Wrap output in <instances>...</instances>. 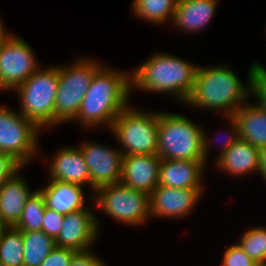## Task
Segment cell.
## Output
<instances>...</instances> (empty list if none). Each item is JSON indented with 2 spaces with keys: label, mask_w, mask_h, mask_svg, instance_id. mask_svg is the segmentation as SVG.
Instances as JSON below:
<instances>
[{
  "label": "cell",
  "mask_w": 266,
  "mask_h": 266,
  "mask_svg": "<svg viewBox=\"0 0 266 266\" xmlns=\"http://www.w3.org/2000/svg\"><path fill=\"white\" fill-rule=\"evenodd\" d=\"M257 266H266V264H258Z\"/></svg>",
  "instance_id": "74e56055"
},
{
  "label": "cell",
  "mask_w": 266,
  "mask_h": 266,
  "mask_svg": "<svg viewBox=\"0 0 266 266\" xmlns=\"http://www.w3.org/2000/svg\"><path fill=\"white\" fill-rule=\"evenodd\" d=\"M204 130L183 115L159 113L157 154L162 159L207 163L210 139Z\"/></svg>",
  "instance_id": "277c9868"
},
{
  "label": "cell",
  "mask_w": 266,
  "mask_h": 266,
  "mask_svg": "<svg viewBox=\"0 0 266 266\" xmlns=\"http://www.w3.org/2000/svg\"><path fill=\"white\" fill-rule=\"evenodd\" d=\"M260 175L266 180V145L260 148L259 171Z\"/></svg>",
  "instance_id": "836d02e7"
},
{
  "label": "cell",
  "mask_w": 266,
  "mask_h": 266,
  "mask_svg": "<svg viewBox=\"0 0 266 266\" xmlns=\"http://www.w3.org/2000/svg\"><path fill=\"white\" fill-rule=\"evenodd\" d=\"M253 66L266 75V68L264 66H261L259 62H254Z\"/></svg>",
  "instance_id": "d590c367"
},
{
  "label": "cell",
  "mask_w": 266,
  "mask_h": 266,
  "mask_svg": "<svg viewBox=\"0 0 266 266\" xmlns=\"http://www.w3.org/2000/svg\"><path fill=\"white\" fill-rule=\"evenodd\" d=\"M93 201L101 211L123 224L144 225L150 218V195L114 183L95 190Z\"/></svg>",
  "instance_id": "ba28073f"
},
{
  "label": "cell",
  "mask_w": 266,
  "mask_h": 266,
  "mask_svg": "<svg viewBox=\"0 0 266 266\" xmlns=\"http://www.w3.org/2000/svg\"><path fill=\"white\" fill-rule=\"evenodd\" d=\"M79 148L87 164L91 190L120 182L124 156L121 149L108 148L87 140L83 141Z\"/></svg>",
  "instance_id": "8fae6325"
},
{
  "label": "cell",
  "mask_w": 266,
  "mask_h": 266,
  "mask_svg": "<svg viewBox=\"0 0 266 266\" xmlns=\"http://www.w3.org/2000/svg\"><path fill=\"white\" fill-rule=\"evenodd\" d=\"M105 65L95 73L79 112L72 120L80 121L86 128L104 124L110 129L113 121L129 103L130 73L111 69Z\"/></svg>",
  "instance_id": "6da1fadb"
},
{
  "label": "cell",
  "mask_w": 266,
  "mask_h": 266,
  "mask_svg": "<svg viewBox=\"0 0 266 266\" xmlns=\"http://www.w3.org/2000/svg\"><path fill=\"white\" fill-rule=\"evenodd\" d=\"M49 181L46 187L39 189L44 196L46 207L62 215L86 208L83 186L57 180Z\"/></svg>",
  "instance_id": "ffe728a7"
},
{
  "label": "cell",
  "mask_w": 266,
  "mask_h": 266,
  "mask_svg": "<svg viewBox=\"0 0 266 266\" xmlns=\"http://www.w3.org/2000/svg\"><path fill=\"white\" fill-rule=\"evenodd\" d=\"M252 67L253 64L248 72L247 87L227 66L198 67L193 91L185 104L193 108L219 111L225 117L233 115L251 97L250 74Z\"/></svg>",
  "instance_id": "7a4b0ae2"
},
{
  "label": "cell",
  "mask_w": 266,
  "mask_h": 266,
  "mask_svg": "<svg viewBox=\"0 0 266 266\" xmlns=\"http://www.w3.org/2000/svg\"><path fill=\"white\" fill-rule=\"evenodd\" d=\"M218 2L219 0H178L171 23L184 32H199L213 19Z\"/></svg>",
  "instance_id": "ac0fdd59"
},
{
  "label": "cell",
  "mask_w": 266,
  "mask_h": 266,
  "mask_svg": "<svg viewBox=\"0 0 266 266\" xmlns=\"http://www.w3.org/2000/svg\"><path fill=\"white\" fill-rule=\"evenodd\" d=\"M239 138L261 148L266 145V111L255 103L245 102L233 114Z\"/></svg>",
  "instance_id": "44dd1931"
},
{
  "label": "cell",
  "mask_w": 266,
  "mask_h": 266,
  "mask_svg": "<svg viewBox=\"0 0 266 266\" xmlns=\"http://www.w3.org/2000/svg\"><path fill=\"white\" fill-rule=\"evenodd\" d=\"M34 51L24 39L12 35L0 46V90H14L39 67Z\"/></svg>",
  "instance_id": "30bf717a"
},
{
  "label": "cell",
  "mask_w": 266,
  "mask_h": 266,
  "mask_svg": "<svg viewBox=\"0 0 266 266\" xmlns=\"http://www.w3.org/2000/svg\"><path fill=\"white\" fill-rule=\"evenodd\" d=\"M204 160H169L162 159L159 167L158 185L186 189L204 188Z\"/></svg>",
  "instance_id": "9a60e30c"
},
{
  "label": "cell",
  "mask_w": 266,
  "mask_h": 266,
  "mask_svg": "<svg viewBox=\"0 0 266 266\" xmlns=\"http://www.w3.org/2000/svg\"><path fill=\"white\" fill-rule=\"evenodd\" d=\"M76 253L69 248L55 247L40 266H69Z\"/></svg>",
  "instance_id": "f546056e"
},
{
  "label": "cell",
  "mask_w": 266,
  "mask_h": 266,
  "mask_svg": "<svg viewBox=\"0 0 266 266\" xmlns=\"http://www.w3.org/2000/svg\"><path fill=\"white\" fill-rule=\"evenodd\" d=\"M178 0H133L132 9L136 17L145 19L153 25L172 22Z\"/></svg>",
  "instance_id": "cb8c5ba5"
},
{
  "label": "cell",
  "mask_w": 266,
  "mask_h": 266,
  "mask_svg": "<svg viewBox=\"0 0 266 266\" xmlns=\"http://www.w3.org/2000/svg\"><path fill=\"white\" fill-rule=\"evenodd\" d=\"M99 227L96 215L88 208L66 214L55 246L76 252L90 250L99 235Z\"/></svg>",
  "instance_id": "7c38bea8"
},
{
  "label": "cell",
  "mask_w": 266,
  "mask_h": 266,
  "mask_svg": "<svg viewBox=\"0 0 266 266\" xmlns=\"http://www.w3.org/2000/svg\"><path fill=\"white\" fill-rule=\"evenodd\" d=\"M199 66L167 53H154L131 74V90L170 92L180 102L189 99Z\"/></svg>",
  "instance_id": "3957f363"
},
{
  "label": "cell",
  "mask_w": 266,
  "mask_h": 266,
  "mask_svg": "<svg viewBox=\"0 0 266 266\" xmlns=\"http://www.w3.org/2000/svg\"><path fill=\"white\" fill-rule=\"evenodd\" d=\"M24 240L23 266H40L56 247L55 240L42 230L22 231Z\"/></svg>",
  "instance_id": "7402d4cb"
},
{
  "label": "cell",
  "mask_w": 266,
  "mask_h": 266,
  "mask_svg": "<svg viewBox=\"0 0 266 266\" xmlns=\"http://www.w3.org/2000/svg\"><path fill=\"white\" fill-rule=\"evenodd\" d=\"M21 167L0 187V223L4 227L18 224L27 199L34 192L20 176Z\"/></svg>",
  "instance_id": "e0dca14e"
},
{
  "label": "cell",
  "mask_w": 266,
  "mask_h": 266,
  "mask_svg": "<svg viewBox=\"0 0 266 266\" xmlns=\"http://www.w3.org/2000/svg\"><path fill=\"white\" fill-rule=\"evenodd\" d=\"M24 240L22 230L3 227L0 232V265L23 266Z\"/></svg>",
  "instance_id": "603a6c76"
},
{
  "label": "cell",
  "mask_w": 266,
  "mask_h": 266,
  "mask_svg": "<svg viewBox=\"0 0 266 266\" xmlns=\"http://www.w3.org/2000/svg\"><path fill=\"white\" fill-rule=\"evenodd\" d=\"M225 119H228L231 125V130L228 132L227 135H230L228 139L225 140V143L222 144V148H220L219 154L215 159L216 161L238 140L239 138V131H238V126L235 121V118L233 115L226 116ZM230 133V134H229ZM217 141V140H216Z\"/></svg>",
  "instance_id": "d6a6232c"
},
{
  "label": "cell",
  "mask_w": 266,
  "mask_h": 266,
  "mask_svg": "<svg viewBox=\"0 0 266 266\" xmlns=\"http://www.w3.org/2000/svg\"><path fill=\"white\" fill-rule=\"evenodd\" d=\"M92 251L77 252L69 266H105L106 264Z\"/></svg>",
  "instance_id": "1f68e13d"
},
{
  "label": "cell",
  "mask_w": 266,
  "mask_h": 266,
  "mask_svg": "<svg viewBox=\"0 0 266 266\" xmlns=\"http://www.w3.org/2000/svg\"><path fill=\"white\" fill-rule=\"evenodd\" d=\"M49 180L90 185V175L84 155L79 147H64L50 160Z\"/></svg>",
  "instance_id": "2e32d148"
},
{
  "label": "cell",
  "mask_w": 266,
  "mask_h": 266,
  "mask_svg": "<svg viewBox=\"0 0 266 266\" xmlns=\"http://www.w3.org/2000/svg\"><path fill=\"white\" fill-rule=\"evenodd\" d=\"M238 245L257 264H266V227H252L246 230Z\"/></svg>",
  "instance_id": "484cf974"
},
{
  "label": "cell",
  "mask_w": 266,
  "mask_h": 266,
  "mask_svg": "<svg viewBox=\"0 0 266 266\" xmlns=\"http://www.w3.org/2000/svg\"><path fill=\"white\" fill-rule=\"evenodd\" d=\"M21 167L11 156L0 151V187Z\"/></svg>",
  "instance_id": "4dcf8cb0"
},
{
  "label": "cell",
  "mask_w": 266,
  "mask_h": 266,
  "mask_svg": "<svg viewBox=\"0 0 266 266\" xmlns=\"http://www.w3.org/2000/svg\"><path fill=\"white\" fill-rule=\"evenodd\" d=\"M40 68L13 91L19 95L20 113L43 130L55 127L59 66Z\"/></svg>",
  "instance_id": "5b68a950"
},
{
  "label": "cell",
  "mask_w": 266,
  "mask_h": 266,
  "mask_svg": "<svg viewBox=\"0 0 266 266\" xmlns=\"http://www.w3.org/2000/svg\"><path fill=\"white\" fill-rule=\"evenodd\" d=\"M204 188L177 189L158 185L150 194L151 218L177 219L191 213Z\"/></svg>",
  "instance_id": "4fadbf2b"
},
{
  "label": "cell",
  "mask_w": 266,
  "mask_h": 266,
  "mask_svg": "<svg viewBox=\"0 0 266 266\" xmlns=\"http://www.w3.org/2000/svg\"><path fill=\"white\" fill-rule=\"evenodd\" d=\"M161 161L158 154L123 156L120 183L150 195L158 186Z\"/></svg>",
  "instance_id": "5bb4252c"
},
{
  "label": "cell",
  "mask_w": 266,
  "mask_h": 266,
  "mask_svg": "<svg viewBox=\"0 0 266 266\" xmlns=\"http://www.w3.org/2000/svg\"><path fill=\"white\" fill-rule=\"evenodd\" d=\"M144 112L128 105L110 127L124 156L157 154L159 112Z\"/></svg>",
  "instance_id": "8992f818"
},
{
  "label": "cell",
  "mask_w": 266,
  "mask_h": 266,
  "mask_svg": "<svg viewBox=\"0 0 266 266\" xmlns=\"http://www.w3.org/2000/svg\"><path fill=\"white\" fill-rule=\"evenodd\" d=\"M103 66L95 60L78 58L70 67L59 66V81L55 98V126L72 122L95 73Z\"/></svg>",
  "instance_id": "52a82bcc"
},
{
  "label": "cell",
  "mask_w": 266,
  "mask_h": 266,
  "mask_svg": "<svg viewBox=\"0 0 266 266\" xmlns=\"http://www.w3.org/2000/svg\"><path fill=\"white\" fill-rule=\"evenodd\" d=\"M221 266H257L258 264L250 258L238 244L228 247L223 255Z\"/></svg>",
  "instance_id": "83f0119b"
},
{
  "label": "cell",
  "mask_w": 266,
  "mask_h": 266,
  "mask_svg": "<svg viewBox=\"0 0 266 266\" xmlns=\"http://www.w3.org/2000/svg\"><path fill=\"white\" fill-rule=\"evenodd\" d=\"M5 31V27H3V23L0 20V46L12 36V33H7Z\"/></svg>",
  "instance_id": "e575fe53"
},
{
  "label": "cell",
  "mask_w": 266,
  "mask_h": 266,
  "mask_svg": "<svg viewBox=\"0 0 266 266\" xmlns=\"http://www.w3.org/2000/svg\"><path fill=\"white\" fill-rule=\"evenodd\" d=\"M41 129L20 112L0 106V151L22 167L36 157Z\"/></svg>",
  "instance_id": "9c48e42d"
},
{
  "label": "cell",
  "mask_w": 266,
  "mask_h": 266,
  "mask_svg": "<svg viewBox=\"0 0 266 266\" xmlns=\"http://www.w3.org/2000/svg\"><path fill=\"white\" fill-rule=\"evenodd\" d=\"M45 207L43 194L39 189L35 190L27 199L20 220L15 227L22 231L42 230Z\"/></svg>",
  "instance_id": "d4e9b609"
},
{
  "label": "cell",
  "mask_w": 266,
  "mask_h": 266,
  "mask_svg": "<svg viewBox=\"0 0 266 266\" xmlns=\"http://www.w3.org/2000/svg\"><path fill=\"white\" fill-rule=\"evenodd\" d=\"M63 219L64 215L45 207L42 231L55 240L60 233Z\"/></svg>",
  "instance_id": "f1b7e54d"
},
{
  "label": "cell",
  "mask_w": 266,
  "mask_h": 266,
  "mask_svg": "<svg viewBox=\"0 0 266 266\" xmlns=\"http://www.w3.org/2000/svg\"><path fill=\"white\" fill-rule=\"evenodd\" d=\"M250 95L257 99L256 105L266 111V75L254 66L250 74Z\"/></svg>",
  "instance_id": "4316f807"
},
{
  "label": "cell",
  "mask_w": 266,
  "mask_h": 266,
  "mask_svg": "<svg viewBox=\"0 0 266 266\" xmlns=\"http://www.w3.org/2000/svg\"><path fill=\"white\" fill-rule=\"evenodd\" d=\"M260 148L238 139L217 161L215 166L229 175L244 176L259 171Z\"/></svg>",
  "instance_id": "d6986e66"
},
{
  "label": "cell",
  "mask_w": 266,
  "mask_h": 266,
  "mask_svg": "<svg viewBox=\"0 0 266 266\" xmlns=\"http://www.w3.org/2000/svg\"><path fill=\"white\" fill-rule=\"evenodd\" d=\"M3 227H4V226L0 223V232H1V230H2Z\"/></svg>",
  "instance_id": "8d00e7d4"
}]
</instances>
